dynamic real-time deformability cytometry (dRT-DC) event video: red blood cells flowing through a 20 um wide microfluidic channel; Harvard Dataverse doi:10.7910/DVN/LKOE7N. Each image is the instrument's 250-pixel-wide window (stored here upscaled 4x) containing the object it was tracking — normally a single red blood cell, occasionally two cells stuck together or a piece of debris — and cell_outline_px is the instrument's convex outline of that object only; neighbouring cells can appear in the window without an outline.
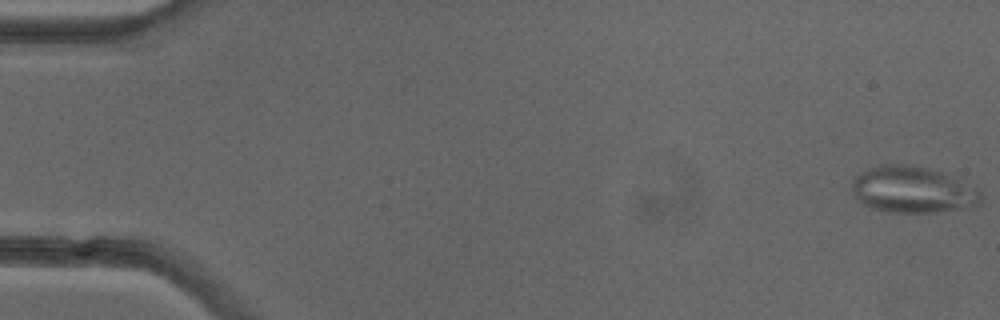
{"species": "common noctule bat (a hibernating species)", "species_latin": "Nyctalus noctula", "temperature_condition": "cold", "stored_images_in_passage": 51, "camera_frame_rate_fps": 3000, "um_per_image_px": 0.085, "animal": {"sex": "female"}, "frame": {"image": 1, "passage_image": 1, "time_ms": 0.0, "image_size_px": [1000, 320], "cell_outline_px": [[980, 204], [960, 208], [932, 212], [884, 212], [872, 208], [856, 200], [852, 192], [852, 180], [856, 176], [880, 164], [908, 164], [928, 168], [944, 172], [976, 188], [980, 192]], "centroid_in_image_um": [77.53, 16.12], "position_along_channel_um": 7.5, "area_um2": 34.68}}
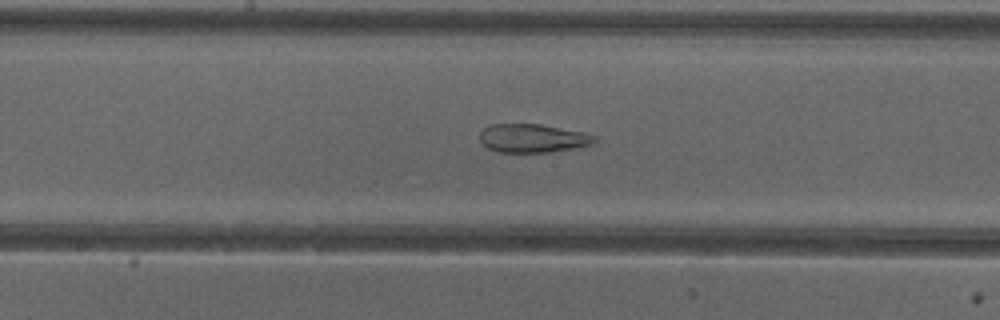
{"frame": {"image": 2, "passage_image": 27, "time_ms": 8.667, "image_size_px": [1000, 320], "cell_outline_px": [[600, 144], [552, 152], [496, 152], [488, 148], [480, 140], [480, 132], [484, 128], [492, 124], [540, 124], [584, 132], [596, 136]], "centroid_in_image_um": [45.37, 11.76], "position_along_channel_um": 202.8, "area_um2": 19.42}}
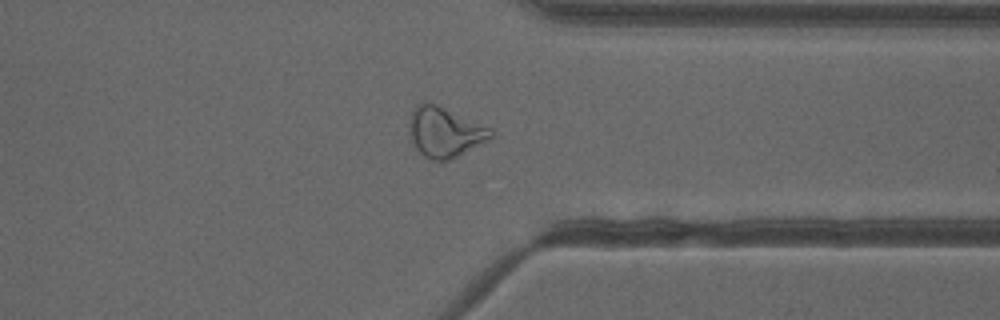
{"frame": {"image": 3, "passage_image": 40, "time_ms": 13.0, "image_size_px": [1000, 320], "cell_outline_px": [[496, 136], [452, 160], [432, 160], [424, 156], [416, 148], [408, 132], [408, 124], [412, 112], [416, 104], [424, 100], [428, 100], [492, 128], [496, 132]], "centroid_in_image_um": [37.83, 11.21], "position_along_channel_um": 373.6, "area_um2": 24.39}, "authors_computed_cell_mechanics": {"area_um2": 25.8366, "velocity_mm_per_s": 4.0022, "shape_relaxation_time_tau1_ms": null, "shape_relaxation_time_tau2_ms": 3.0448, "deformation_change_tau1": null, "deformation_change_tau2": 0.1185}}